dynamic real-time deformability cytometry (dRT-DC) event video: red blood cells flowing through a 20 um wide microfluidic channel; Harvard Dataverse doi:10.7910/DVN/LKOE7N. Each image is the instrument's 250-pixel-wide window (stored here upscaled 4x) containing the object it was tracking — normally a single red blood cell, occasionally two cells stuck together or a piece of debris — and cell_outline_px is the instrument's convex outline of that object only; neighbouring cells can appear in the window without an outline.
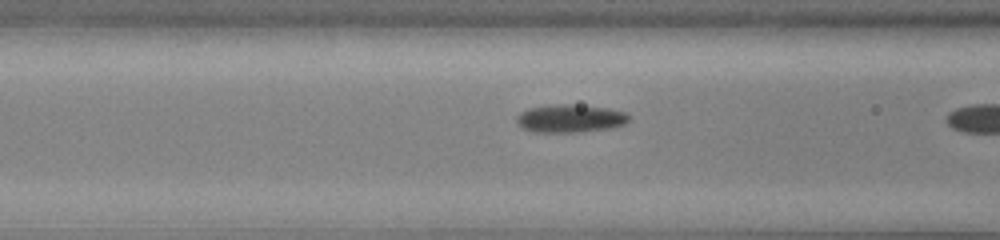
{"species": "common noctule bat (a hibernating species)", "species_latin": "Nyctalus noctula", "temperature_condition": "cold", "stored_images_in_passage": 9, "camera_frame_rate_fps": 3000, "um_per_image_px": 0.085, "animal": {"sex": "male", "body_mass_g": 13.0, "forearm_length_mm": 53.1}, "frame": {"image": 1, "passage_image": 8, "time_ms": 2.333, "image_size_px": [1000, 240], "cell_outline_px": [[628, 120], [624, 124], [612, 128], [580, 132], [532, 132], [520, 128], [516, 124], [516, 116], [520, 112], [528, 108], [564, 104], [568, 104], [604, 108], [624, 112], [628, 116]], "centroid_in_image_um": [48.39, 10.09], "position_along_channel_um": 118.2, "area_um2": 18.21}}